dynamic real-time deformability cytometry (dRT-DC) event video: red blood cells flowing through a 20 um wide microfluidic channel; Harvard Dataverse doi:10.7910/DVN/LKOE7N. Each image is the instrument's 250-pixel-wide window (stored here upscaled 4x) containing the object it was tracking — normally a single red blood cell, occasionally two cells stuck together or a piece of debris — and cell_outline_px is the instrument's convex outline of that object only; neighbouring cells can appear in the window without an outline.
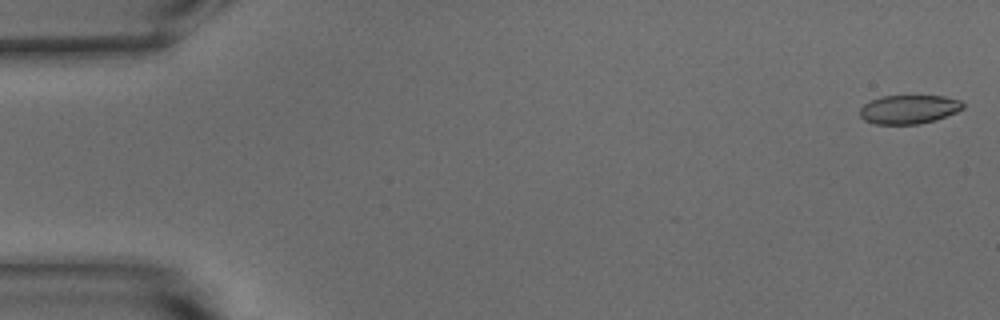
{"species": "common noctule bat (a hibernating species)", "species_latin": "Nyctalus noctula", "temperature_condition": "warm", "stored_images_in_passage": 9, "camera_frame_rate_fps": 3000, "um_per_image_px": 0.085, "animal": {"sex": "male", "body_mass_g": 15.6}, "frame": {"image": 1, "passage_image": 1, "time_ms": 0.0, "image_size_px": [1000, 320], "cell_outline_px": [[964, 108], [956, 112], [936, 120], [920, 124], [876, 124], [864, 120], [860, 116], [860, 108], [864, 104], [872, 100], [884, 96], [944, 96], [960, 100], [964, 104]], "centroid_in_image_um": [77.27, 9.3], "position_along_channel_um": 7.7, "area_um2": 17.28}}